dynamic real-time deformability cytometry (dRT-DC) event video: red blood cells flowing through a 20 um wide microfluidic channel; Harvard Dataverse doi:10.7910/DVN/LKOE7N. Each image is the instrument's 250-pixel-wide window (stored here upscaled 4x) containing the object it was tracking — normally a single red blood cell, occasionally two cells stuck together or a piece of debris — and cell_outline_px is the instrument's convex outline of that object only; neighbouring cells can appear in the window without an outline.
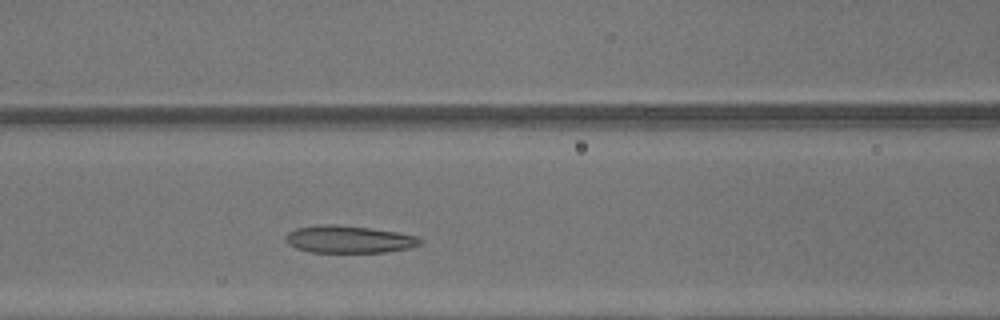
{"species": "common noctule bat (a hibernating species)", "species_latin": "Nyctalus noctula", "temperature_condition": "warm", "stored_images_in_passage": 28, "camera_frame_rate_fps": 3000, "um_per_image_px": 0.085, "animal": {"sex": "male", "body_mass_g": 13.3}, "frame": {"image": 1, "passage_image": 11, "time_ms": 3.333, "image_size_px": [1000, 320], "cell_outline_px": [[424, 240], [420, 244], [408, 248], [384, 252], [308, 252], [296, 248], [288, 244], [284, 240], [284, 236], [288, 232], [296, 228], [316, 224], [336, 224], [372, 228], [396, 232], [416, 236]], "centroid_in_image_um": [29.6, 20.33], "position_along_channel_um": 137.0, "area_um2": 21.62}}
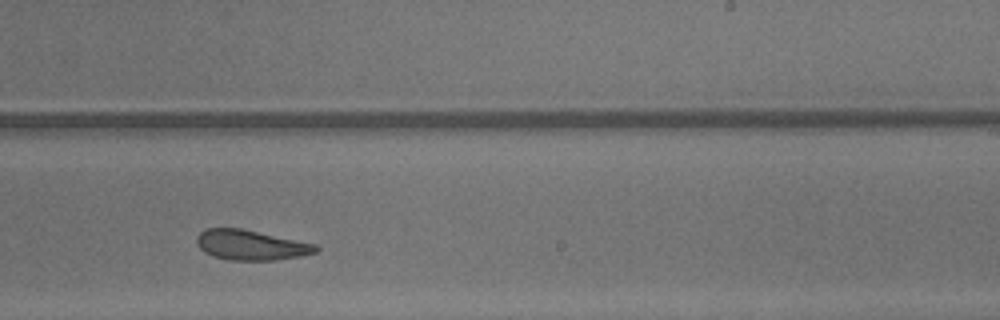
{"frame": {"image": 2, "passage_image": 20, "time_ms": 6.333, "image_size_px": [1000, 320], "cell_outline_px": [[320, 248], [316, 252], [304, 256], [276, 260], [232, 260], [212, 256], [204, 252], [196, 244], [196, 236], [204, 228], [240, 228], [316, 244]], "centroid_in_image_um": [21.32, 20.83], "position_along_channel_um": 267.7, "area_um2": 20.98}}
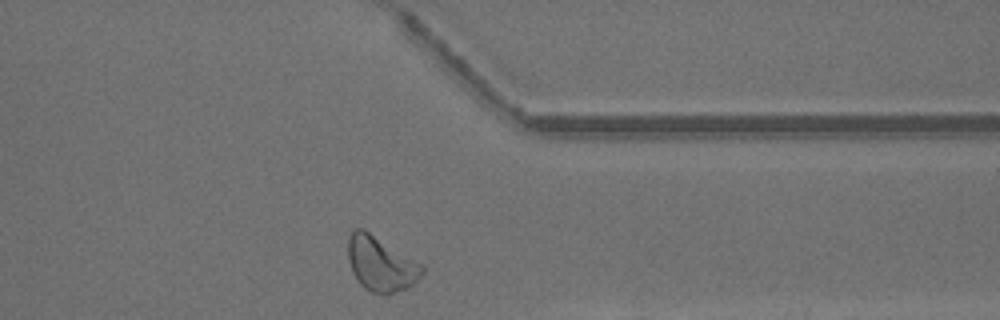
{"frame": {"image": 3, "passage_image": 28, "time_ms": 9.0, "image_size_px": [1000, 320], "cell_outline_px": [[424, 272], [412, 284], [404, 288], [392, 292], [372, 292], [364, 288], [360, 284], [352, 272], [348, 260], [348, 236], [356, 228], [364, 228], [420, 264], [424, 268]], "centroid_in_image_um": [32.31, 22.39], "position_along_channel_um": 379.1, "area_um2": 22.95}, "authors_computed_cell_mechanics": {"area_um2": 21.5883, "velocity_mm_per_s": 4.3685, "shape_relaxation_time_tau1_ms": null, "shape_relaxation_time_tau2_ms": 3.9015, "deformation_change_tau1": null, "deformation_change_tau2": 0.1278}}